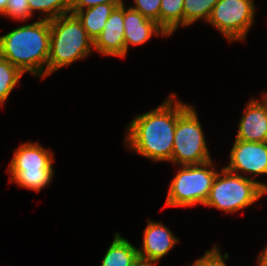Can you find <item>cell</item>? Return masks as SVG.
I'll return each instance as SVG.
<instances>
[{"label":"cell","mask_w":267,"mask_h":266,"mask_svg":"<svg viewBox=\"0 0 267 266\" xmlns=\"http://www.w3.org/2000/svg\"><path fill=\"white\" fill-rule=\"evenodd\" d=\"M177 97L171 93L155 109L135 116L126 128L128 149L153 162H171L177 116L188 106Z\"/></svg>","instance_id":"cell-1"},{"label":"cell","mask_w":267,"mask_h":266,"mask_svg":"<svg viewBox=\"0 0 267 266\" xmlns=\"http://www.w3.org/2000/svg\"><path fill=\"white\" fill-rule=\"evenodd\" d=\"M50 51V20L19 26L0 36V56L23 73L45 79Z\"/></svg>","instance_id":"cell-2"},{"label":"cell","mask_w":267,"mask_h":266,"mask_svg":"<svg viewBox=\"0 0 267 266\" xmlns=\"http://www.w3.org/2000/svg\"><path fill=\"white\" fill-rule=\"evenodd\" d=\"M94 41L87 35L81 21L69 13L50 20V51L47 76L64 66L88 57Z\"/></svg>","instance_id":"cell-3"},{"label":"cell","mask_w":267,"mask_h":266,"mask_svg":"<svg viewBox=\"0 0 267 266\" xmlns=\"http://www.w3.org/2000/svg\"><path fill=\"white\" fill-rule=\"evenodd\" d=\"M265 194L266 183L234 174L223 167L213 181L204 206L232 214L253 205Z\"/></svg>","instance_id":"cell-4"},{"label":"cell","mask_w":267,"mask_h":266,"mask_svg":"<svg viewBox=\"0 0 267 266\" xmlns=\"http://www.w3.org/2000/svg\"><path fill=\"white\" fill-rule=\"evenodd\" d=\"M53 153L38 142L21 144L13 154L6 170L10 182L36 192L52 182L54 176Z\"/></svg>","instance_id":"cell-5"},{"label":"cell","mask_w":267,"mask_h":266,"mask_svg":"<svg viewBox=\"0 0 267 266\" xmlns=\"http://www.w3.org/2000/svg\"><path fill=\"white\" fill-rule=\"evenodd\" d=\"M212 160L193 165H181L171 180L166 207H193L204 205L218 172Z\"/></svg>","instance_id":"cell-6"},{"label":"cell","mask_w":267,"mask_h":266,"mask_svg":"<svg viewBox=\"0 0 267 266\" xmlns=\"http://www.w3.org/2000/svg\"><path fill=\"white\" fill-rule=\"evenodd\" d=\"M212 160L196 110L188 105L178 116L171 162L176 165L202 164Z\"/></svg>","instance_id":"cell-7"},{"label":"cell","mask_w":267,"mask_h":266,"mask_svg":"<svg viewBox=\"0 0 267 266\" xmlns=\"http://www.w3.org/2000/svg\"><path fill=\"white\" fill-rule=\"evenodd\" d=\"M255 7L254 0H219L207 22L229 42L244 41L255 21Z\"/></svg>","instance_id":"cell-8"},{"label":"cell","mask_w":267,"mask_h":266,"mask_svg":"<svg viewBox=\"0 0 267 266\" xmlns=\"http://www.w3.org/2000/svg\"><path fill=\"white\" fill-rule=\"evenodd\" d=\"M224 168L238 175L246 173L248 179L267 175V142H247L235 139L230 150L229 164ZM251 174H253L252 178Z\"/></svg>","instance_id":"cell-9"},{"label":"cell","mask_w":267,"mask_h":266,"mask_svg":"<svg viewBox=\"0 0 267 266\" xmlns=\"http://www.w3.org/2000/svg\"><path fill=\"white\" fill-rule=\"evenodd\" d=\"M142 249H138L139 258L158 262L179 243L177 236L162 222L148 220L143 233Z\"/></svg>","instance_id":"cell-10"},{"label":"cell","mask_w":267,"mask_h":266,"mask_svg":"<svg viewBox=\"0 0 267 266\" xmlns=\"http://www.w3.org/2000/svg\"><path fill=\"white\" fill-rule=\"evenodd\" d=\"M123 21L125 58L129 50V45H142L149 41L153 35L168 36L156 21L146 18L130 6L127 8L123 5Z\"/></svg>","instance_id":"cell-11"},{"label":"cell","mask_w":267,"mask_h":266,"mask_svg":"<svg viewBox=\"0 0 267 266\" xmlns=\"http://www.w3.org/2000/svg\"><path fill=\"white\" fill-rule=\"evenodd\" d=\"M259 100L253 97L247 103L238 123L235 139L247 142H267V105L261 99Z\"/></svg>","instance_id":"cell-12"},{"label":"cell","mask_w":267,"mask_h":266,"mask_svg":"<svg viewBox=\"0 0 267 266\" xmlns=\"http://www.w3.org/2000/svg\"><path fill=\"white\" fill-rule=\"evenodd\" d=\"M94 50L102 56L125 58L123 5L116 7L107 19L104 29L94 41Z\"/></svg>","instance_id":"cell-13"},{"label":"cell","mask_w":267,"mask_h":266,"mask_svg":"<svg viewBox=\"0 0 267 266\" xmlns=\"http://www.w3.org/2000/svg\"><path fill=\"white\" fill-rule=\"evenodd\" d=\"M125 4H98L83 10H70L81 21L87 35L95 41L104 29L107 19L118 6Z\"/></svg>","instance_id":"cell-14"},{"label":"cell","mask_w":267,"mask_h":266,"mask_svg":"<svg viewBox=\"0 0 267 266\" xmlns=\"http://www.w3.org/2000/svg\"><path fill=\"white\" fill-rule=\"evenodd\" d=\"M139 258L138 248L116 232L105 253L101 266H132Z\"/></svg>","instance_id":"cell-15"},{"label":"cell","mask_w":267,"mask_h":266,"mask_svg":"<svg viewBox=\"0 0 267 266\" xmlns=\"http://www.w3.org/2000/svg\"><path fill=\"white\" fill-rule=\"evenodd\" d=\"M184 0H161L159 26L170 36L183 26Z\"/></svg>","instance_id":"cell-16"},{"label":"cell","mask_w":267,"mask_h":266,"mask_svg":"<svg viewBox=\"0 0 267 266\" xmlns=\"http://www.w3.org/2000/svg\"><path fill=\"white\" fill-rule=\"evenodd\" d=\"M219 0H184L183 26L187 27L199 19L208 21L213 7Z\"/></svg>","instance_id":"cell-17"},{"label":"cell","mask_w":267,"mask_h":266,"mask_svg":"<svg viewBox=\"0 0 267 266\" xmlns=\"http://www.w3.org/2000/svg\"><path fill=\"white\" fill-rule=\"evenodd\" d=\"M24 73L0 56V105L3 106Z\"/></svg>","instance_id":"cell-18"},{"label":"cell","mask_w":267,"mask_h":266,"mask_svg":"<svg viewBox=\"0 0 267 266\" xmlns=\"http://www.w3.org/2000/svg\"><path fill=\"white\" fill-rule=\"evenodd\" d=\"M31 14L41 11L43 19L52 20L70 13V0H28Z\"/></svg>","instance_id":"cell-19"},{"label":"cell","mask_w":267,"mask_h":266,"mask_svg":"<svg viewBox=\"0 0 267 266\" xmlns=\"http://www.w3.org/2000/svg\"><path fill=\"white\" fill-rule=\"evenodd\" d=\"M2 16H6L18 21H25L33 17L30 12L28 0H8L6 10Z\"/></svg>","instance_id":"cell-20"},{"label":"cell","mask_w":267,"mask_h":266,"mask_svg":"<svg viewBox=\"0 0 267 266\" xmlns=\"http://www.w3.org/2000/svg\"><path fill=\"white\" fill-rule=\"evenodd\" d=\"M133 2L134 6H130L132 9L138 11L146 18L156 21L159 25L161 0H133Z\"/></svg>","instance_id":"cell-21"},{"label":"cell","mask_w":267,"mask_h":266,"mask_svg":"<svg viewBox=\"0 0 267 266\" xmlns=\"http://www.w3.org/2000/svg\"><path fill=\"white\" fill-rule=\"evenodd\" d=\"M228 253H225L224 256L220 252V248L216 245L213 246L210 250L205 251V254L199 259L195 260L192 266H227L224 262L228 259Z\"/></svg>","instance_id":"cell-22"},{"label":"cell","mask_w":267,"mask_h":266,"mask_svg":"<svg viewBox=\"0 0 267 266\" xmlns=\"http://www.w3.org/2000/svg\"><path fill=\"white\" fill-rule=\"evenodd\" d=\"M124 4L123 0H70V10H83L98 4Z\"/></svg>","instance_id":"cell-23"},{"label":"cell","mask_w":267,"mask_h":266,"mask_svg":"<svg viewBox=\"0 0 267 266\" xmlns=\"http://www.w3.org/2000/svg\"><path fill=\"white\" fill-rule=\"evenodd\" d=\"M257 266H267V245L262 252L258 255Z\"/></svg>","instance_id":"cell-24"},{"label":"cell","mask_w":267,"mask_h":266,"mask_svg":"<svg viewBox=\"0 0 267 266\" xmlns=\"http://www.w3.org/2000/svg\"><path fill=\"white\" fill-rule=\"evenodd\" d=\"M157 262L138 258L132 266H156Z\"/></svg>","instance_id":"cell-25"},{"label":"cell","mask_w":267,"mask_h":266,"mask_svg":"<svg viewBox=\"0 0 267 266\" xmlns=\"http://www.w3.org/2000/svg\"><path fill=\"white\" fill-rule=\"evenodd\" d=\"M7 3L8 0H0V15H2L5 12Z\"/></svg>","instance_id":"cell-26"},{"label":"cell","mask_w":267,"mask_h":266,"mask_svg":"<svg viewBox=\"0 0 267 266\" xmlns=\"http://www.w3.org/2000/svg\"><path fill=\"white\" fill-rule=\"evenodd\" d=\"M261 100L267 105V91L263 92Z\"/></svg>","instance_id":"cell-27"}]
</instances>
